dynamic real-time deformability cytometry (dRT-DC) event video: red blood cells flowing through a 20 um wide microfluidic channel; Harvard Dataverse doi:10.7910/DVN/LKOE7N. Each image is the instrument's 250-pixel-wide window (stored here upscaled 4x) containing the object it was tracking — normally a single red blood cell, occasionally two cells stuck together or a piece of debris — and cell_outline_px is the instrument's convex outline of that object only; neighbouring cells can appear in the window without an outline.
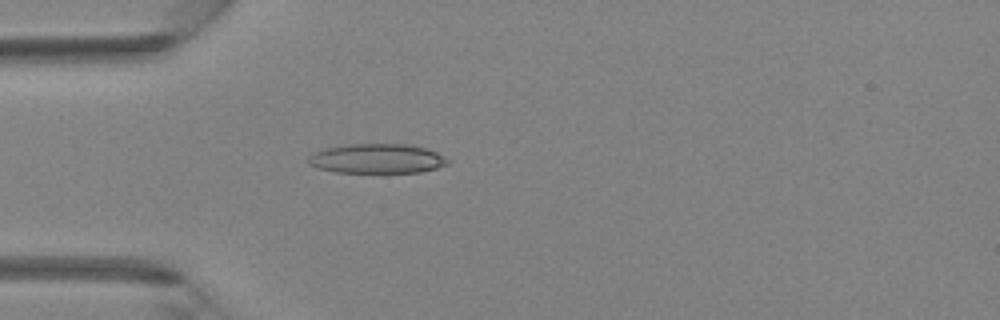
{"species": "Egyptian fruit bat (a non-hibernating species)", "species_latin": "Rousettus aegyptiacus", "temperature_condition": "room temperature", "stored_images_in_passage": 42, "camera_frame_rate_fps": 3000, "um_per_image_px": 0.085, "animal": {"sex": "female"}, "frame": {"image": 1, "passage_image": 12, "time_ms": 3.667, "image_size_px": [1000, 320], "cell_outline_px": [[452, 160], [448, 164], [436, 168], [420, 172], [336, 172], [320, 168], [308, 164], [308, 156], [316, 152], [328, 148], [348, 144], [404, 144], [428, 148]], "centroid_in_image_um": [32.1, 13.48], "position_along_channel_um": 52.9, "area_um2": 23.87}}
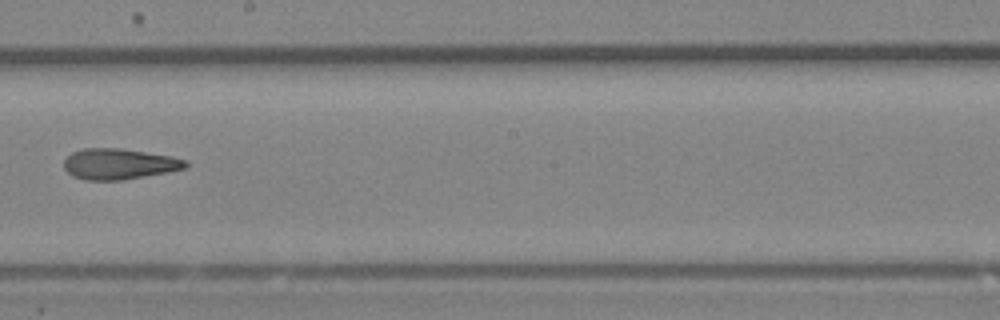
{"frame": {"image": 2, "passage_image": 24, "time_ms": 7.667, "image_size_px": [1000, 320], "cell_outline_px": [[188, 164], [184, 168], [168, 172], [124, 180], [84, 180], [72, 176], [64, 168], [64, 160], [72, 152], [84, 148], [120, 148], [172, 156], [188, 160]], "centroid_in_image_um": [10.12, 13.94], "position_along_channel_um": 238.1, "area_um2": 21.91}}
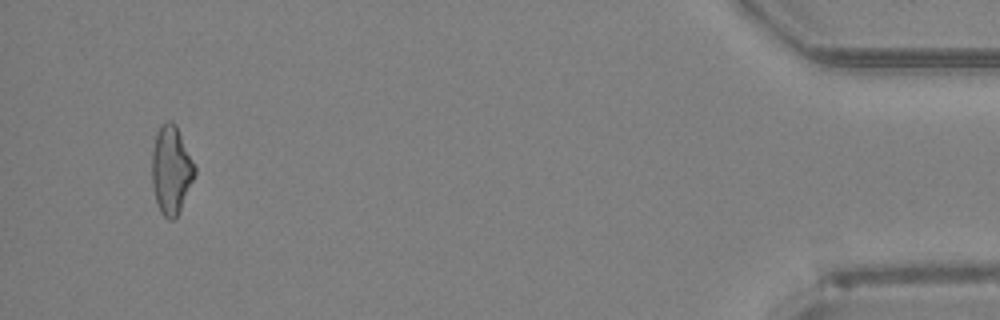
{"frame": {"image": 3, "passage_image": 40, "time_ms": 13.0, "image_size_px": [1000, 320], "cell_outline_px": [[196, 172], [180, 208], [176, 216], [172, 220], [168, 220], [160, 212], [156, 200], [152, 184], [152, 152], [156, 132], [160, 124], [168, 120], [172, 120], [176, 124], [196, 168]], "centroid_in_image_um": [14.53, 14.39], "position_along_channel_um": 420.7, "area_um2": 21.79}}